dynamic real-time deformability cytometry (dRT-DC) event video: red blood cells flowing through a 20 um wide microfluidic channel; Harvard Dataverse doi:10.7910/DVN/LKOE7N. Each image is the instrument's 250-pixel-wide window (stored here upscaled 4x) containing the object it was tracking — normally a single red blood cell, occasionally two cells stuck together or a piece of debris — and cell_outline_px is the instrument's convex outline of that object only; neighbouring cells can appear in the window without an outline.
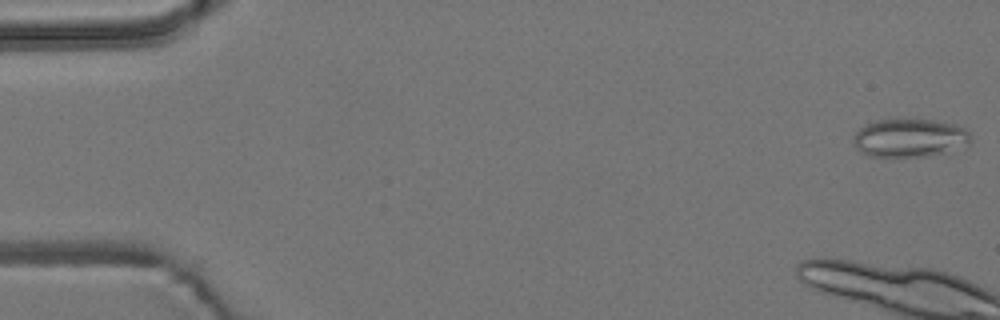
{"species": "common noctule bat (a hibernating species)", "species_latin": "Nyctalus noctula", "temperature_condition": "room temperature", "stored_images_in_passage": 6, "camera_frame_rate_fps": 3000, "um_per_image_px": 0.085, "animal": {"sex": "male", "body_mass_g": 19.2, "forearm_length_mm": 51.8}, "frame": {"image": 1, "passage_image": 1, "time_ms": 0.0, "image_size_px": [1000, 320], "cell_outline_px": [[972, 140], [968, 144], [944, 152], [924, 156], [868, 156], [860, 152], [856, 148], [852, 140], [856, 132], [864, 124], [876, 120], [936, 120], [956, 124], [964, 128], [968, 132]], "centroid_in_image_um": [77.29, 11.71], "position_along_channel_um": 7.7, "area_um2": 26.01}}